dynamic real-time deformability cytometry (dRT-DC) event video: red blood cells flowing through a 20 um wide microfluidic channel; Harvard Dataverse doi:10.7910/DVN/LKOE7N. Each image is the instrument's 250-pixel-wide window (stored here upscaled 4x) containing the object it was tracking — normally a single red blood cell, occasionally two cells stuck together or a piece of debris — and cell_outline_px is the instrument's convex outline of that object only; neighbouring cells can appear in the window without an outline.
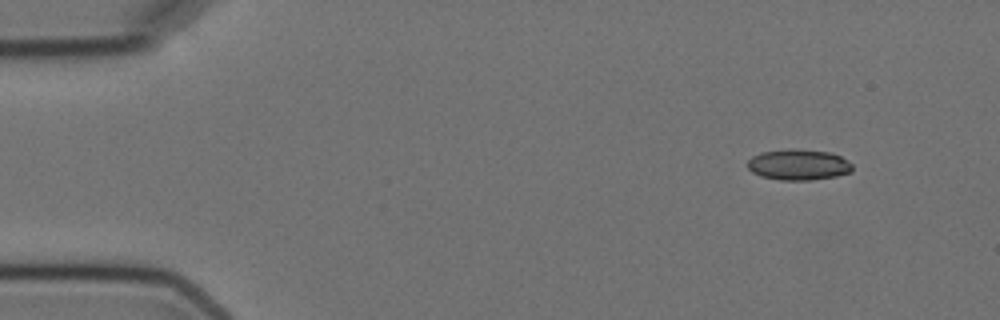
{"species": "Egyptian fruit bat (a non-hibernating species)", "species_latin": "Rousettus aegyptiacus", "temperature_condition": "cold", "stored_images_in_passage": 4, "camera_frame_rate_fps": 3000, "um_per_image_px": 0.085, "animal": {"sex": "female"}, "frame": {"image": 1, "passage_image": 1, "time_ms": 0.0, "image_size_px": [1000, 320], "cell_outline_px": [[852, 172], [836, 176], [812, 180], [780, 180], [760, 176], [752, 172], [748, 168], [748, 160], [752, 156], [760, 152], [788, 148], [796, 148], [828, 152], [840, 156], [848, 160], [852, 164]], "centroid_in_image_um": [67.86, 13.99], "position_along_channel_um": 17.1, "area_um2": 19.07}}
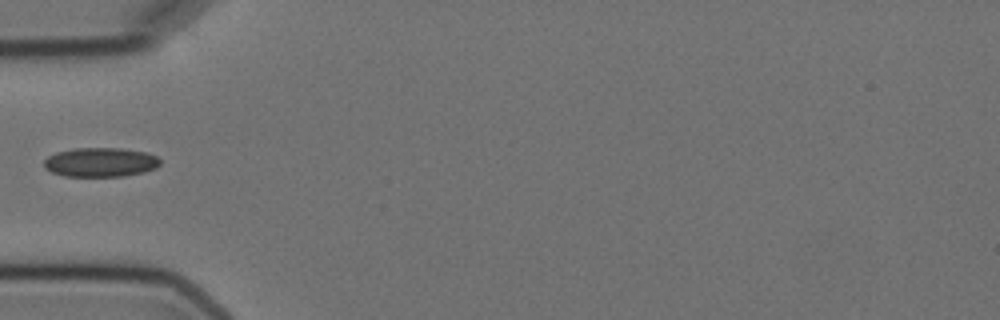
{"frame": {"image": 2, "passage_image": 4, "time_ms": 4.333, "image_size_px": [1000, 320], "cell_outline_px": [[160, 164], [156, 168], [144, 172], [124, 176], [64, 176], [52, 172], [44, 168], [44, 160], [48, 156], [56, 152], [76, 148], [120, 148], [148, 152], [156, 156], [160, 160]], "centroid_in_image_um": [8.55, 13.79], "position_along_channel_um": 76.5, "area_um2": 19.88}}